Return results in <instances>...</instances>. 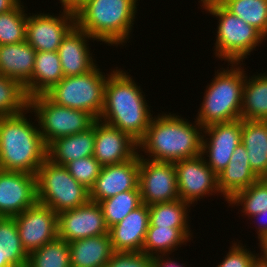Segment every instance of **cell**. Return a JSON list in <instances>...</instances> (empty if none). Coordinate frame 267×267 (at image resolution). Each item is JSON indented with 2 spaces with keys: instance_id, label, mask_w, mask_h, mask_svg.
<instances>
[{
  "instance_id": "1",
  "label": "cell",
  "mask_w": 267,
  "mask_h": 267,
  "mask_svg": "<svg viewBox=\"0 0 267 267\" xmlns=\"http://www.w3.org/2000/svg\"><path fill=\"white\" fill-rule=\"evenodd\" d=\"M127 74L120 69L107 74L104 107L99 120L103 119L139 142L153 117L140 86Z\"/></svg>"
},
{
  "instance_id": "47",
  "label": "cell",
  "mask_w": 267,
  "mask_h": 267,
  "mask_svg": "<svg viewBox=\"0 0 267 267\" xmlns=\"http://www.w3.org/2000/svg\"><path fill=\"white\" fill-rule=\"evenodd\" d=\"M201 1H217V2H220L221 0H201Z\"/></svg>"
},
{
  "instance_id": "42",
  "label": "cell",
  "mask_w": 267,
  "mask_h": 267,
  "mask_svg": "<svg viewBox=\"0 0 267 267\" xmlns=\"http://www.w3.org/2000/svg\"><path fill=\"white\" fill-rule=\"evenodd\" d=\"M20 2V0H0V13L14 9Z\"/></svg>"
},
{
  "instance_id": "38",
  "label": "cell",
  "mask_w": 267,
  "mask_h": 267,
  "mask_svg": "<svg viewBox=\"0 0 267 267\" xmlns=\"http://www.w3.org/2000/svg\"><path fill=\"white\" fill-rule=\"evenodd\" d=\"M105 267H153V257L144 252H114Z\"/></svg>"
},
{
  "instance_id": "11",
  "label": "cell",
  "mask_w": 267,
  "mask_h": 267,
  "mask_svg": "<svg viewBox=\"0 0 267 267\" xmlns=\"http://www.w3.org/2000/svg\"><path fill=\"white\" fill-rule=\"evenodd\" d=\"M14 220L28 255L58 238V213L38 202L16 215Z\"/></svg>"
},
{
  "instance_id": "41",
  "label": "cell",
  "mask_w": 267,
  "mask_h": 267,
  "mask_svg": "<svg viewBox=\"0 0 267 267\" xmlns=\"http://www.w3.org/2000/svg\"><path fill=\"white\" fill-rule=\"evenodd\" d=\"M86 1L87 0H60V3H62L63 10L75 13Z\"/></svg>"
},
{
  "instance_id": "12",
  "label": "cell",
  "mask_w": 267,
  "mask_h": 267,
  "mask_svg": "<svg viewBox=\"0 0 267 267\" xmlns=\"http://www.w3.org/2000/svg\"><path fill=\"white\" fill-rule=\"evenodd\" d=\"M204 158L200 154L174 162L179 199L189 204L202 199L206 194L220 193L218 176L209 168Z\"/></svg>"
},
{
  "instance_id": "15",
  "label": "cell",
  "mask_w": 267,
  "mask_h": 267,
  "mask_svg": "<svg viewBox=\"0 0 267 267\" xmlns=\"http://www.w3.org/2000/svg\"><path fill=\"white\" fill-rule=\"evenodd\" d=\"M75 25V13L71 11L63 10L59 16L34 14L27 17L26 41L36 52L57 51Z\"/></svg>"
},
{
  "instance_id": "3",
  "label": "cell",
  "mask_w": 267,
  "mask_h": 267,
  "mask_svg": "<svg viewBox=\"0 0 267 267\" xmlns=\"http://www.w3.org/2000/svg\"><path fill=\"white\" fill-rule=\"evenodd\" d=\"M47 159L39 128L23 113L0 116V169L36 175Z\"/></svg>"
},
{
  "instance_id": "32",
  "label": "cell",
  "mask_w": 267,
  "mask_h": 267,
  "mask_svg": "<svg viewBox=\"0 0 267 267\" xmlns=\"http://www.w3.org/2000/svg\"><path fill=\"white\" fill-rule=\"evenodd\" d=\"M141 204L140 190H128L99 202L108 228L122 221Z\"/></svg>"
},
{
  "instance_id": "40",
  "label": "cell",
  "mask_w": 267,
  "mask_h": 267,
  "mask_svg": "<svg viewBox=\"0 0 267 267\" xmlns=\"http://www.w3.org/2000/svg\"><path fill=\"white\" fill-rule=\"evenodd\" d=\"M161 256L162 255L153 256V267H184L182 264L170 260V258L165 259Z\"/></svg>"
},
{
  "instance_id": "35",
  "label": "cell",
  "mask_w": 267,
  "mask_h": 267,
  "mask_svg": "<svg viewBox=\"0 0 267 267\" xmlns=\"http://www.w3.org/2000/svg\"><path fill=\"white\" fill-rule=\"evenodd\" d=\"M21 2L12 10L0 13V45L26 41L27 14Z\"/></svg>"
},
{
  "instance_id": "9",
  "label": "cell",
  "mask_w": 267,
  "mask_h": 267,
  "mask_svg": "<svg viewBox=\"0 0 267 267\" xmlns=\"http://www.w3.org/2000/svg\"><path fill=\"white\" fill-rule=\"evenodd\" d=\"M39 123V131L46 146L54 140L86 131L96 120L88 112L57 105L45 94L29 98Z\"/></svg>"
},
{
  "instance_id": "36",
  "label": "cell",
  "mask_w": 267,
  "mask_h": 267,
  "mask_svg": "<svg viewBox=\"0 0 267 267\" xmlns=\"http://www.w3.org/2000/svg\"><path fill=\"white\" fill-rule=\"evenodd\" d=\"M228 203L243 205L241 212L252 217L267 210V183L261 178L251 184L248 188L237 192Z\"/></svg>"
},
{
  "instance_id": "43",
  "label": "cell",
  "mask_w": 267,
  "mask_h": 267,
  "mask_svg": "<svg viewBox=\"0 0 267 267\" xmlns=\"http://www.w3.org/2000/svg\"><path fill=\"white\" fill-rule=\"evenodd\" d=\"M252 217H254V218H256V219H258V217H267V210H265V211H262V212H260L259 214H256V215H254V216H252ZM263 218V219H264ZM262 219V220H263ZM263 222V221H262ZM265 222V221H264ZM267 222V221H266ZM260 225H259V227L257 228L258 229V239H261L264 235H267V223H259Z\"/></svg>"
},
{
  "instance_id": "19",
  "label": "cell",
  "mask_w": 267,
  "mask_h": 267,
  "mask_svg": "<svg viewBox=\"0 0 267 267\" xmlns=\"http://www.w3.org/2000/svg\"><path fill=\"white\" fill-rule=\"evenodd\" d=\"M149 224V208L142 203L122 221L109 228L114 251L142 252Z\"/></svg>"
},
{
  "instance_id": "17",
  "label": "cell",
  "mask_w": 267,
  "mask_h": 267,
  "mask_svg": "<svg viewBox=\"0 0 267 267\" xmlns=\"http://www.w3.org/2000/svg\"><path fill=\"white\" fill-rule=\"evenodd\" d=\"M137 147V148H136ZM138 142L120 129L95 120L93 157L102 165L124 163L138 154Z\"/></svg>"
},
{
  "instance_id": "24",
  "label": "cell",
  "mask_w": 267,
  "mask_h": 267,
  "mask_svg": "<svg viewBox=\"0 0 267 267\" xmlns=\"http://www.w3.org/2000/svg\"><path fill=\"white\" fill-rule=\"evenodd\" d=\"M71 267H105L115 252L110 234L69 242Z\"/></svg>"
},
{
  "instance_id": "16",
  "label": "cell",
  "mask_w": 267,
  "mask_h": 267,
  "mask_svg": "<svg viewBox=\"0 0 267 267\" xmlns=\"http://www.w3.org/2000/svg\"><path fill=\"white\" fill-rule=\"evenodd\" d=\"M37 202L36 175L0 169V217H15Z\"/></svg>"
},
{
  "instance_id": "27",
  "label": "cell",
  "mask_w": 267,
  "mask_h": 267,
  "mask_svg": "<svg viewBox=\"0 0 267 267\" xmlns=\"http://www.w3.org/2000/svg\"><path fill=\"white\" fill-rule=\"evenodd\" d=\"M254 76H245L240 114L243 120L263 121L267 119V74Z\"/></svg>"
},
{
  "instance_id": "26",
  "label": "cell",
  "mask_w": 267,
  "mask_h": 267,
  "mask_svg": "<svg viewBox=\"0 0 267 267\" xmlns=\"http://www.w3.org/2000/svg\"><path fill=\"white\" fill-rule=\"evenodd\" d=\"M241 142L252 171L261 179L267 173V126L261 120H243Z\"/></svg>"
},
{
  "instance_id": "28",
  "label": "cell",
  "mask_w": 267,
  "mask_h": 267,
  "mask_svg": "<svg viewBox=\"0 0 267 267\" xmlns=\"http://www.w3.org/2000/svg\"><path fill=\"white\" fill-rule=\"evenodd\" d=\"M28 254L19 237L14 217H0V267H26Z\"/></svg>"
},
{
  "instance_id": "13",
  "label": "cell",
  "mask_w": 267,
  "mask_h": 267,
  "mask_svg": "<svg viewBox=\"0 0 267 267\" xmlns=\"http://www.w3.org/2000/svg\"><path fill=\"white\" fill-rule=\"evenodd\" d=\"M109 233L99 203L86 204L58 213V238L67 243Z\"/></svg>"
},
{
  "instance_id": "30",
  "label": "cell",
  "mask_w": 267,
  "mask_h": 267,
  "mask_svg": "<svg viewBox=\"0 0 267 267\" xmlns=\"http://www.w3.org/2000/svg\"><path fill=\"white\" fill-rule=\"evenodd\" d=\"M189 206L181 199L149 205V227L188 228Z\"/></svg>"
},
{
  "instance_id": "39",
  "label": "cell",
  "mask_w": 267,
  "mask_h": 267,
  "mask_svg": "<svg viewBox=\"0 0 267 267\" xmlns=\"http://www.w3.org/2000/svg\"><path fill=\"white\" fill-rule=\"evenodd\" d=\"M256 257L241 244L234 243L226 257L217 267H250Z\"/></svg>"
},
{
  "instance_id": "31",
  "label": "cell",
  "mask_w": 267,
  "mask_h": 267,
  "mask_svg": "<svg viewBox=\"0 0 267 267\" xmlns=\"http://www.w3.org/2000/svg\"><path fill=\"white\" fill-rule=\"evenodd\" d=\"M220 3L267 37V0H221Z\"/></svg>"
},
{
  "instance_id": "22",
  "label": "cell",
  "mask_w": 267,
  "mask_h": 267,
  "mask_svg": "<svg viewBox=\"0 0 267 267\" xmlns=\"http://www.w3.org/2000/svg\"><path fill=\"white\" fill-rule=\"evenodd\" d=\"M95 143V121L86 131L58 138L47 146V159L65 166L71 161L93 156Z\"/></svg>"
},
{
  "instance_id": "2",
  "label": "cell",
  "mask_w": 267,
  "mask_h": 267,
  "mask_svg": "<svg viewBox=\"0 0 267 267\" xmlns=\"http://www.w3.org/2000/svg\"><path fill=\"white\" fill-rule=\"evenodd\" d=\"M184 121L179 115L153 117L138 147L157 162H176L201 154L203 127ZM201 134V135H200Z\"/></svg>"
},
{
  "instance_id": "7",
  "label": "cell",
  "mask_w": 267,
  "mask_h": 267,
  "mask_svg": "<svg viewBox=\"0 0 267 267\" xmlns=\"http://www.w3.org/2000/svg\"><path fill=\"white\" fill-rule=\"evenodd\" d=\"M38 203L54 212L78 208L86 204L89 190L77 182L65 166L46 159L36 173Z\"/></svg>"
},
{
  "instance_id": "4",
  "label": "cell",
  "mask_w": 267,
  "mask_h": 267,
  "mask_svg": "<svg viewBox=\"0 0 267 267\" xmlns=\"http://www.w3.org/2000/svg\"><path fill=\"white\" fill-rule=\"evenodd\" d=\"M136 3L137 0H87L75 12V24L93 40L123 45L130 37Z\"/></svg>"
},
{
  "instance_id": "25",
  "label": "cell",
  "mask_w": 267,
  "mask_h": 267,
  "mask_svg": "<svg viewBox=\"0 0 267 267\" xmlns=\"http://www.w3.org/2000/svg\"><path fill=\"white\" fill-rule=\"evenodd\" d=\"M64 77L57 51L36 52L31 79L24 86L28 98L45 94Z\"/></svg>"
},
{
  "instance_id": "33",
  "label": "cell",
  "mask_w": 267,
  "mask_h": 267,
  "mask_svg": "<svg viewBox=\"0 0 267 267\" xmlns=\"http://www.w3.org/2000/svg\"><path fill=\"white\" fill-rule=\"evenodd\" d=\"M26 267H71L69 244L57 238L28 255Z\"/></svg>"
},
{
  "instance_id": "34",
  "label": "cell",
  "mask_w": 267,
  "mask_h": 267,
  "mask_svg": "<svg viewBox=\"0 0 267 267\" xmlns=\"http://www.w3.org/2000/svg\"><path fill=\"white\" fill-rule=\"evenodd\" d=\"M29 109V98L18 81L0 75V116H13Z\"/></svg>"
},
{
  "instance_id": "45",
  "label": "cell",
  "mask_w": 267,
  "mask_h": 267,
  "mask_svg": "<svg viewBox=\"0 0 267 267\" xmlns=\"http://www.w3.org/2000/svg\"><path fill=\"white\" fill-rule=\"evenodd\" d=\"M250 267H267V261L257 255L251 262Z\"/></svg>"
},
{
  "instance_id": "23",
  "label": "cell",
  "mask_w": 267,
  "mask_h": 267,
  "mask_svg": "<svg viewBox=\"0 0 267 267\" xmlns=\"http://www.w3.org/2000/svg\"><path fill=\"white\" fill-rule=\"evenodd\" d=\"M36 51L27 42L0 45V75L25 86L31 79Z\"/></svg>"
},
{
  "instance_id": "5",
  "label": "cell",
  "mask_w": 267,
  "mask_h": 267,
  "mask_svg": "<svg viewBox=\"0 0 267 267\" xmlns=\"http://www.w3.org/2000/svg\"><path fill=\"white\" fill-rule=\"evenodd\" d=\"M232 68L218 72L207 86L206 94L196 117L204 128L208 125L241 119V107L245 71L237 67L240 63H230ZM234 66H236L234 68Z\"/></svg>"
},
{
  "instance_id": "20",
  "label": "cell",
  "mask_w": 267,
  "mask_h": 267,
  "mask_svg": "<svg viewBox=\"0 0 267 267\" xmlns=\"http://www.w3.org/2000/svg\"><path fill=\"white\" fill-rule=\"evenodd\" d=\"M91 38L76 25L63 38L57 52L64 77L85 74L96 66L86 44Z\"/></svg>"
},
{
  "instance_id": "10",
  "label": "cell",
  "mask_w": 267,
  "mask_h": 267,
  "mask_svg": "<svg viewBox=\"0 0 267 267\" xmlns=\"http://www.w3.org/2000/svg\"><path fill=\"white\" fill-rule=\"evenodd\" d=\"M139 154V189L146 205L172 202L179 199L176 171L173 162L144 159Z\"/></svg>"
},
{
  "instance_id": "21",
  "label": "cell",
  "mask_w": 267,
  "mask_h": 267,
  "mask_svg": "<svg viewBox=\"0 0 267 267\" xmlns=\"http://www.w3.org/2000/svg\"><path fill=\"white\" fill-rule=\"evenodd\" d=\"M217 176L219 191L227 201L260 179L250 167L247 150L242 142L234 150L226 168Z\"/></svg>"
},
{
  "instance_id": "37",
  "label": "cell",
  "mask_w": 267,
  "mask_h": 267,
  "mask_svg": "<svg viewBox=\"0 0 267 267\" xmlns=\"http://www.w3.org/2000/svg\"><path fill=\"white\" fill-rule=\"evenodd\" d=\"M65 167L77 182L90 191L100 174L102 165L93 156H88L71 161Z\"/></svg>"
},
{
  "instance_id": "29",
  "label": "cell",
  "mask_w": 267,
  "mask_h": 267,
  "mask_svg": "<svg viewBox=\"0 0 267 267\" xmlns=\"http://www.w3.org/2000/svg\"><path fill=\"white\" fill-rule=\"evenodd\" d=\"M189 230L188 228L148 227L142 252L152 257L160 254L165 256L168 252L170 254L178 245L184 242L186 244V240L191 239Z\"/></svg>"
},
{
  "instance_id": "18",
  "label": "cell",
  "mask_w": 267,
  "mask_h": 267,
  "mask_svg": "<svg viewBox=\"0 0 267 267\" xmlns=\"http://www.w3.org/2000/svg\"><path fill=\"white\" fill-rule=\"evenodd\" d=\"M139 153L132 159L102 166L94 186L89 191V199L99 203L128 190L139 189Z\"/></svg>"
},
{
  "instance_id": "8",
  "label": "cell",
  "mask_w": 267,
  "mask_h": 267,
  "mask_svg": "<svg viewBox=\"0 0 267 267\" xmlns=\"http://www.w3.org/2000/svg\"><path fill=\"white\" fill-rule=\"evenodd\" d=\"M97 67L82 75L63 77L45 95L57 105L88 112L99 119L108 76Z\"/></svg>"
},
{
  "instance_id": "44",
  "label": "cell",
  "mask_w": 267,
  "mask_h": 267,
  "mask_svg": "<svg viewBox=\"0 0 267 267\" xmlns=\"http://www.w3.org/2000/svg\"><path fill=\"white\" fill-rule=\"evenodd\" d=\"M259 241L261 251H263V255L261 256V258L267 261V235H264Z\"/></svg>"
},
{
  "instance_id": "46",
  "label": "cell",
  "mask_w": 267,
  "mask_h": 267,
  "mask_svg": "<svg viewBox=\"0 0 267 267\" xmlns=\"http://www.w3.org/2000/svg\"><path fill=\"white\" fill-rule=\"evenodd\" d=\"M267 183V173L262 178Z\"/></svg>"
},
{
  "instance_id": "14",
  "label": "cell",
  "mask_w": 267,
  "mask_h": 267,
  "mask_svg": "<svg viewBox=\"0 0 267 267\" xmlns=\"http://www.w3.org/2000/svg\"><path fill=\"white\" fill-rule=\"evenodd\" d=\"M203 130L204 134H208L210 138L204 139L203 135L201 154H209L207 156L209 161L205 160V162L216 175H219L230 162L236 147L241 143L242 119L211 124Z\"/></svg>"
},
{
  "instance_id": "6",
  "label": "cell",
  "mask_w": 267,
  "mask_h": 267,
  "mask_svg": "<svg viewBox=\"0 0 267 267\" xmlns=\"http://www.w3.org/2000/svg\"><path fill=\"white\" fill-rule=\"evenodd\" d=\"M208 13L219 19L216 56L229 63H241L265 37L253 26L229 12L220 2L201 1Z\"/></svg>"
}]
</instances>
